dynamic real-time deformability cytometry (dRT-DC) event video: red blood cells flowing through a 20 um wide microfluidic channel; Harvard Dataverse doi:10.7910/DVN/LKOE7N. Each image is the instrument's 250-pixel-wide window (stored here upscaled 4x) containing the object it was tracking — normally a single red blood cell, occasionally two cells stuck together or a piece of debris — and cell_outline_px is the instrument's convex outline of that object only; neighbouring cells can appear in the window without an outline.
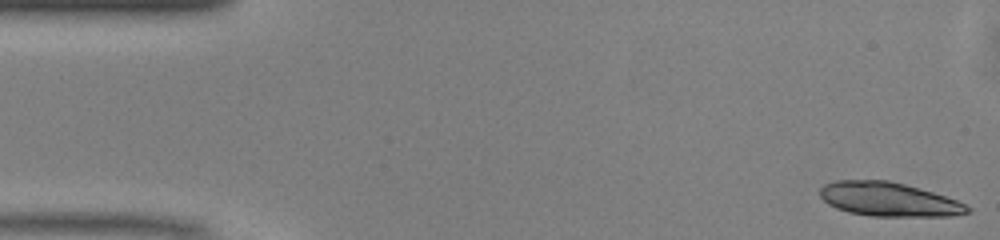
{"species": "common noctule bat (a hibernating species)", "species_latin": "Nyctalus noctula", "temperature_condition": "warm", "stored_images_in_passage": 48, "camera_frame_rate_fps": 3000, "um_per_image_px": 0.085, "animal": {"sex": "male", "body_mass_g": 13.0, "forearm_length_mm": 53.1}, "frame": {"image": 1, "passage_image": 1, "time_ms": 0.0, "image_size_px": [1000, 240], "cell_outline_px": [[972, 212], [952, 216], [872, 216], [848, 212], [836, 208], [828, 204], [820, 196], [820, 188], [824, 184], [836, 180], [888, 180], [920, 188], [956, 200], [972, 208]], "centroid_in_image_um": [75.54, 16.95], "position_along_channel_um": 9.5, "area_um2": 29.19}, "authors_computed_cell_mechanics": {"area_um2": 18.8717, "velocity_mm_per_s": 4.1315, "shape_relaxation_time_tau1_ms": 5.2365, "shape_relaxation_time_tau2_ms": 3.0911, "deformation_change_tau1": 0.1734, "deformation_change_tau2": 0.1299}}